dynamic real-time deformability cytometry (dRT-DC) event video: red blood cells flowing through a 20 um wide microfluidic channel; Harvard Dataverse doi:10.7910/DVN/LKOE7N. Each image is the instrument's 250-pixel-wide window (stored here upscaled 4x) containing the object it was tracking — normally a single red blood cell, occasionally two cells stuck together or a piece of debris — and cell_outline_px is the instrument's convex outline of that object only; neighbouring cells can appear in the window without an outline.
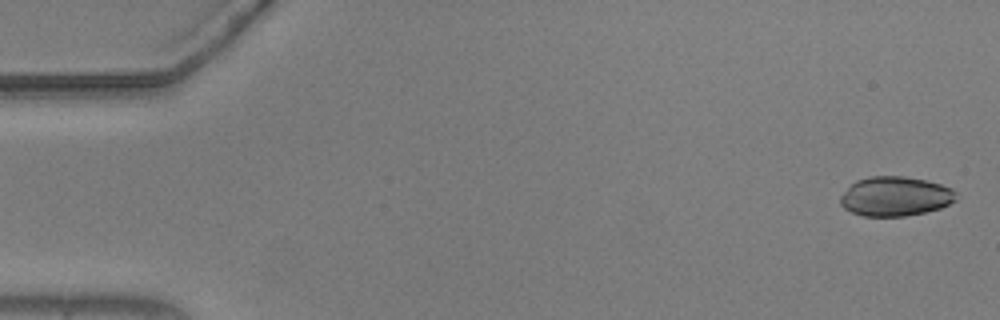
{"species": "common noctule bat (a hibernating species)", "species_latin": "Nyctalus noctula", "temperature_condition": "warm", "stored_images_in_passage": 55, "camera_frame_rate_fps": 3000, "um_per_image_px": 0.085, "animal": {"sex": "male", "body_mass_g": 20.5, "forearm_length_mm": 52.5}, "frame": {"image": 1, "passage_image": 2, "time_ms": 0.333, "image_size_px": [1000, 320], "cell_outline_px": [[956, 200], [940, 208], [924, 212], [904, 216], [864, 216], [852, 212], [844, 208], [840, 204], [840, 196], [856, 180], [872, 176], [904, 176], [924, 180], [940, 184], [952, 188], [956, 192]], "centroid_in_image_um": [76.09, 16.69], "position_along_channel_um": 8.9, "area_um2": 26.47}}
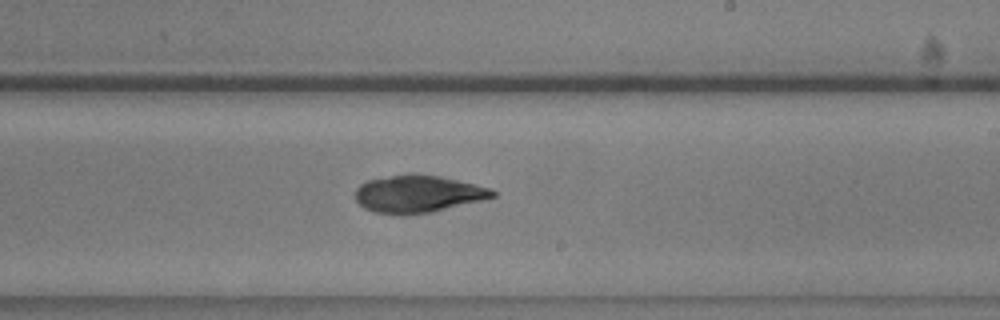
{"frame": {"image": 2, "passage_image": 33, "time_ms": 10.667, "image_size_px": [1000, 320], "cell_outline_px": [[496, 196], [432, 212], [408, 216], [404, 216], [376, 212], [364, 208], [356, 200], [356, 188], [360, 184], [368, 180], [408, 172], [416, 172], [440, 176], [488, 188], [496, 192]], "centroid_in_image_um": [35.47, 16.48], "position_along_channel_um": 253.5, "area_um2": 30.0}}
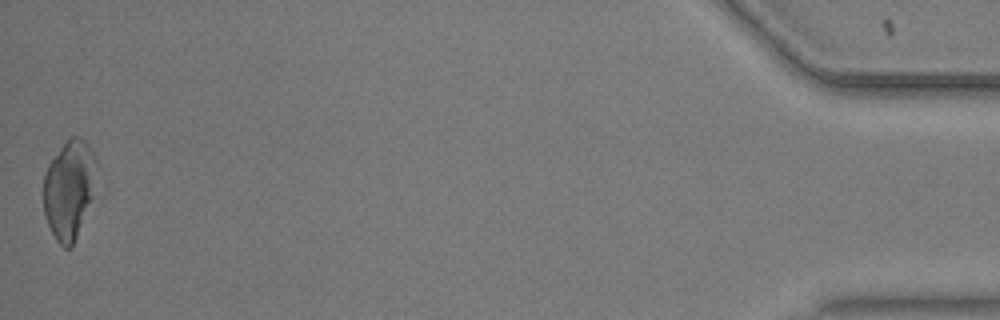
{"frame": {"image": 3, "passage_image": 55, "time_ms": 18.0, "image_size_px": [1000, 320], "cell_outline_px": [[100, 168], [96, 196], [72, 248], [64, 248], [56, 240], [44, 216], [44, 172], [48, 164], [60, 148], [72, 136], [80, 136], [84, 140], [96, 156]], "centroid_in_image_um": [5.96, 16.11], "position_along_channel_um": 429.2, "area_um2": 31.91}, "authors_computed_cell_mechanics": {"area_um2": 29.3624, "velocity_mm_per_s": 3.6899, "shape_relaxation_time_tau1_ms": null, "shape_relaxation_time_tau2_ms": 5.2724, "deformation_change_tau1": null, "deformation_change_tau2": 0.1057}}